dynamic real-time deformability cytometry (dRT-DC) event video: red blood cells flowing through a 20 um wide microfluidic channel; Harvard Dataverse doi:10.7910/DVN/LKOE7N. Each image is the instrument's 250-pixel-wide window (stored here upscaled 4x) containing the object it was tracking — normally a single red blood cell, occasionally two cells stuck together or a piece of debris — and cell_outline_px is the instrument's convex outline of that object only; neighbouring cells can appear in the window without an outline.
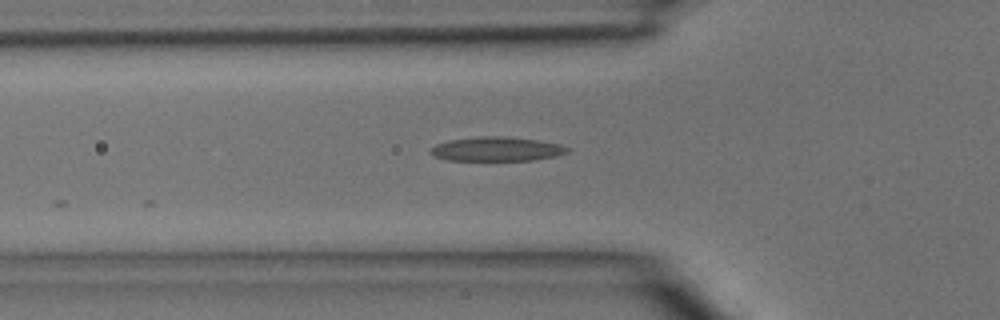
{"species": "common noctule bat (a hibernating species)", "species_latin": "Nyctalus noctula", "temperature_condition": "room temperature", "stored_images_in_passage": 4, "camera_frame_rate_fps": 3000, "um_per_image_px": 0.085, "animal": {"sex": "male", "body_mass_g": 15.6}, "frame": {"image": 1, "passage_image": 4, "time_ms": 1.0, "image_size_px": [1000, 320], "cell_outline_px": [[572, 148], [568, 152], [556, 156], [532, 160], [448, 160], [432, 156], [428, 152], [428, 148], [436, 144], [448, 140], [480, 136], [504, 136], [540, 140], [560, 144]], "centroid_in_image_um": [42.2, 12.66], "position_along_channel_um": 83.6, "area_um2": 19.59}}